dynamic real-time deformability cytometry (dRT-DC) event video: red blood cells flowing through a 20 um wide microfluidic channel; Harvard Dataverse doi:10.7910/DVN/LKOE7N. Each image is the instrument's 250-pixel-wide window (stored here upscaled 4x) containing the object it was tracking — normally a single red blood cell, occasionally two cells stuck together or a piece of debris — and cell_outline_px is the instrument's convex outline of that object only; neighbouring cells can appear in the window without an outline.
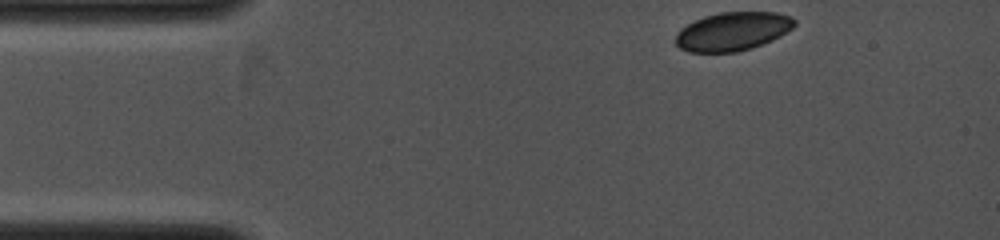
{"species": "common noctule bat (a hibernating species)", "species_latin": "Nyctalus noctula", "temperature_condition": "cold", "stored_images_in_passage": 6, "camera_frame_rate_fps": 4000, "um_per_image_px": 0.085, "animal": {"sex": "female", "body_mass_g": 19.0, "forearm_length_mm": 53.3}, "frame": {"image": 1, "passage_image": 1, "time_ms": 0.0, "image_size_px": [1000, 240], "cell_outline_px": [[796, 24], [792, 28], [780, 36], [764, 44], [752, 48], [736, 52], [688, 52], [680, 48], [676, 44], [676, 36], [688, 24], [704, 16], [720, 12], [776, 12], [792, 16], [796, 20]], "centroid_in_image_um": [62.33, 2.67], "position_along_channel_um": 22.7, "area_um2": 26.65}}
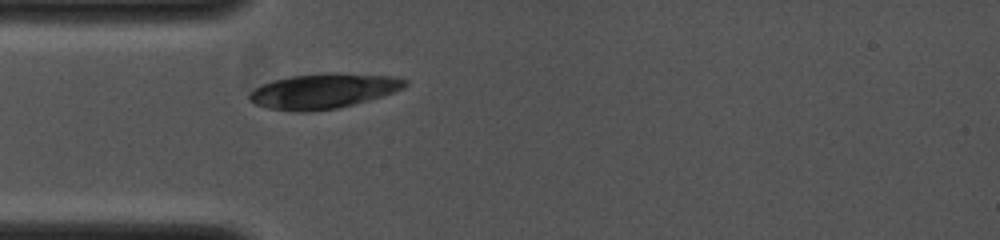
{"frame": {"image": 2, "passage_image": 6, "time_ms": 2.0, "image_size_px": [1000, 240], "cell_outline_px": [[408, 84], [404, 88], [368, 100], [336, 108], [308, 112], [296, 112], [268, 108], [256, 104], [248, 100], [248, 96], [260, 84], [272, 80], [288, 76], [328, 72], [336, 72], [392, 76], [408, 80]], "centroid_in_image_um": [27.46, 7.72], "position_along_channel_um": 57.5, "area_um2": 31.85}}